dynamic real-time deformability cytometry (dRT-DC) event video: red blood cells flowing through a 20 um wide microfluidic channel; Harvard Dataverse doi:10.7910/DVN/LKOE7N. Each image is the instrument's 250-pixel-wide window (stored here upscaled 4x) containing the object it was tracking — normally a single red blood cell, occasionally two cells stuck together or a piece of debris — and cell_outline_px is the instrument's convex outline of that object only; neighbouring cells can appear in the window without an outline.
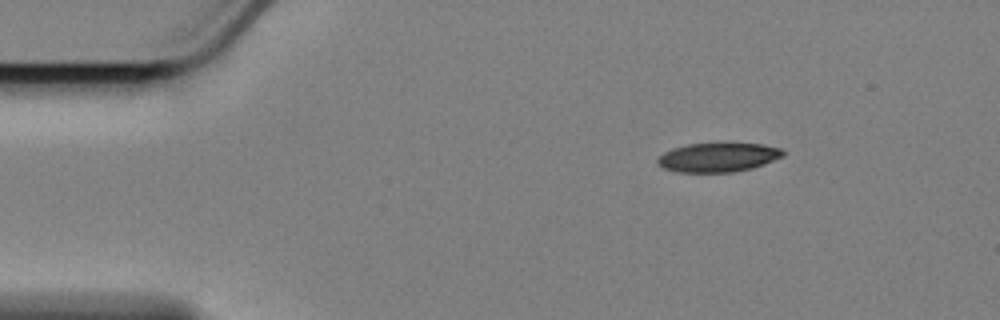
{"species": "Egyptian fruit bat (a non-hibernating species)", "species_latin": "Rousettus aegyptiacus", "temperature_condition": "cold", "stored_images_in_passage": 51, "camera_frame_rate_fps": 3000, "um_per_image_px": 0.085, "animal": {"sex": "female"}, "frame": {"image": 1, "passage_image": 1, "time_ms": 0.0, "image_size_px": [1000, 320], "cell_outline_px": [[784, 156], [752, 168], [732, 172], [676, 172], [664, 168], [656, 164], [656, 160], [664, 152], [672, 148], [688, 144], [720, 140], [760, 144], [780, 148], [784, 152]], "centroid_in_image_um": [61.01, 13.32], "position_along_channel_um": 24.0, "area_um2": 22.08}}
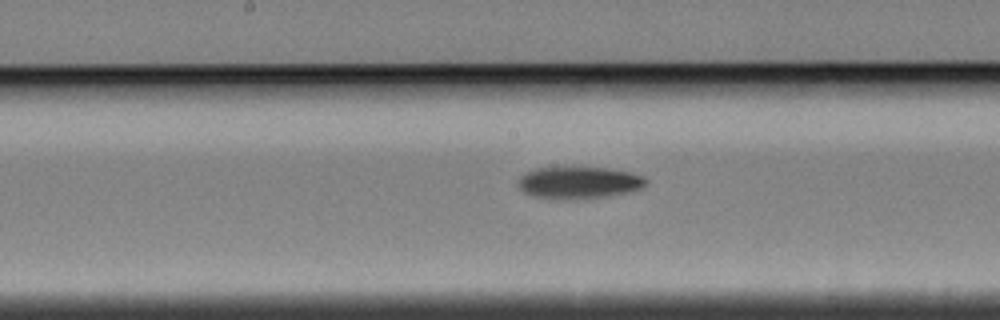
{"frame": {"image": 2, "passage_image": 22, "time_ms": 7.0, "image_size_px": [1000, 320], "cell_outline_px": [[648, 184], [644, 188], [628, 192], [608, 196], [584, 200], [576, 200], [536, 196], [524, 192], [520, 188], [520, 176], [536, 168], [572, 164], [608, 168], [632, 172], [644, 176], [648, 180]], "centroid_in_image_um": [49.29, 15.48], "position_along_channel_um": 198.9, "area_um2": 24.85}}
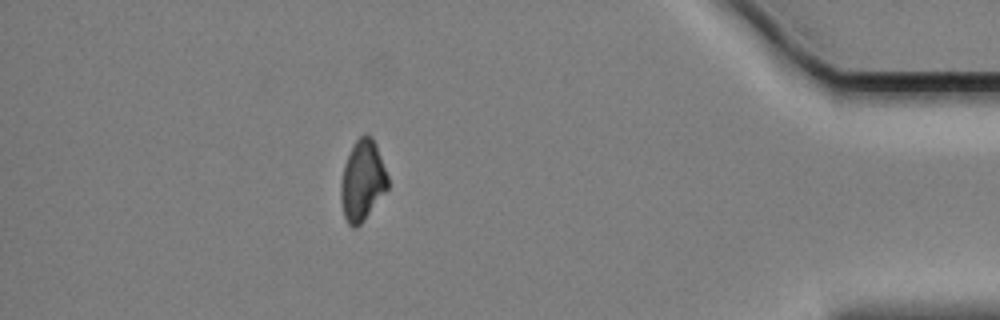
{"frame": {"image": 3, "passage_image": 44, "time_ms": 14.333, "image_size_px": [1000, 320], "cell_outline_px": [[388, 188], [360, 224], [356, 228], [352, 228], [348, 224], [344, 216], [340, 200], [340, 180], [344, 164], [356, 140], [364, 132], [372, 136], [376, 144], [388, 176]], "centroid_in_image_um": [30.79, 15.34], "position_along_channel_um": 404.4, "area_um2": 22.02}, "authors_computed_cell_mechanics": {"area_um2": 23.2356, "velocity_mm_per_s": 3.421, "shape_relaxation_time_tau1_ms": 3.6901, "shape_relaxation_time_tau2_ms": null, "deformation_change_tau1": 0.117, "deformation_change_tau2": null}}